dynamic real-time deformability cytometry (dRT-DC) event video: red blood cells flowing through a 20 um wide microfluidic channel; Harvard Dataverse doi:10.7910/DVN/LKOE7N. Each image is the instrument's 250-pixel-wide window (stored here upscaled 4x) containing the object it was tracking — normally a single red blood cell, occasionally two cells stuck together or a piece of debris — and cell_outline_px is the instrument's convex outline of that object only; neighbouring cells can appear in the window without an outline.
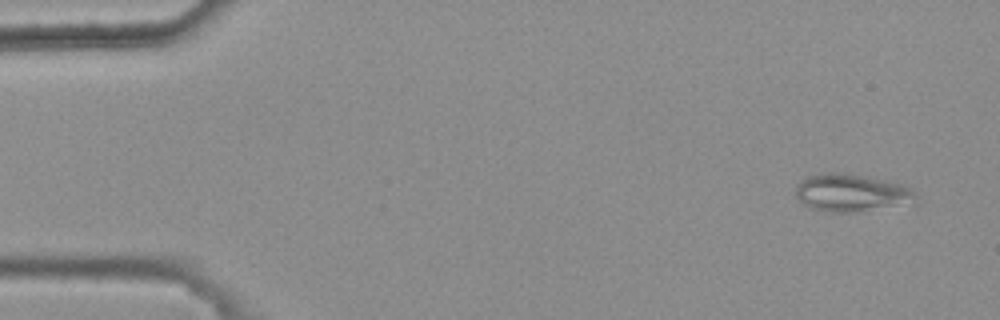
{"species": "common noctule bat (a hibernating species)", "species_latin": "Nyctalus noctula", "temperature_condition": "warm", "stored_images_in_passage": 8, "camera_frame_rate_fps": 3000, "um_per_image_px": 0.085, "animal": {"sex": "female", "body_mass_g": 25.1}, "frame": {"image": 1, "passage_image": 1, "time_ms": 0.0, "image_size_px": [1000, 320], "cell_outline_px": [[920, 204], [848, 212], [828, 212], [812, 208], [804, 204], [796, 196], [796, 184], [804, 176], [820, 172], [848, 172], [868, 176], [904, 184], [912, 188], [920, 196]], "centroid_in_image_um": [72.48, 16.37], "position_along_channel_um": 12.5, "area_um2": 27.46}}
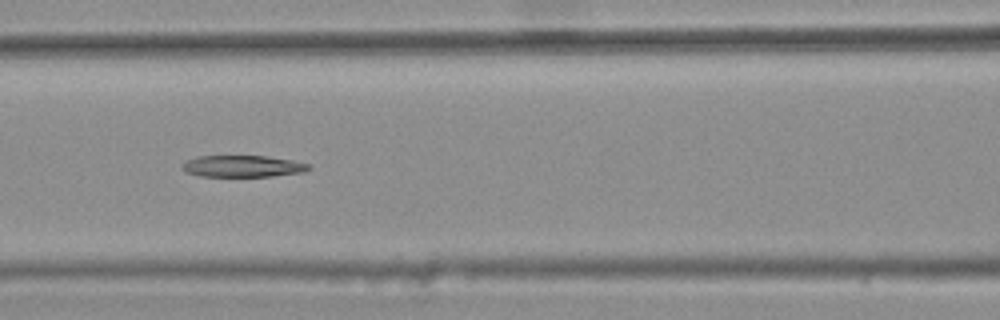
{"frame": {"image": 2, "passage_image": 6, "time_ms": 1.667, "image_size_px": [1000, 320], "cell_outline_px": [[312, 168], [304, 172], [272, 176], [200, 176], [184, 172], [180, 168], [180, 164], [196, 156], [268, 156], [292, 160], [308, 164]], "centroid_in_image_um": [20.59, 14.13], "position_along_channel_um": 146.0, "area_um2": 16.07}}
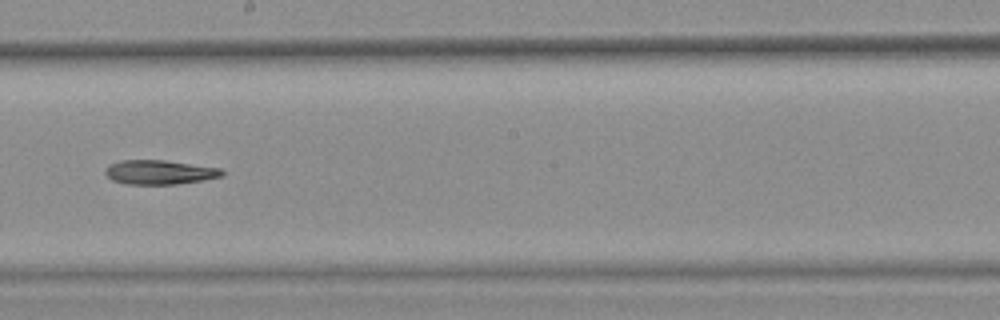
{"frame": {"image": 3, "passage_image": 8, "time_ms": 2.333, "image_size_px": [1000, 320], "cell_outline_px": [[224, 176], [204, 180], [176, 184], [128, 184], [112, 180], [104, 172], [108, 164], [120, 160], [164, 160], [220, 168], [224, 172]], "centroid_in_image_um": [13.56, 14.63], "position_along_channel_um": 234.6, "area_um2": 16.53}}